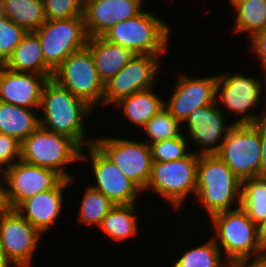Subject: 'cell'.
Here are the masks:
<instances>
[{
    "mask_svg": "<svg viewBox=\"0 0 266 267\" xmlns=\"http://www.w3.org/2000/svg\"><path fill=\"white\" fill-rule=\"evenodd\" d=\"M233 33H245L250 39L266 29V0H246L234 9Z\"/></svg>",
    "mask_w": 266,
    "mask_h": 267,
    "instance_id": "4316f807",
    "label": "cell"
},
{
    "mask_svg": "<svg viewBox=\"0 0 266 267\" xmlns=\"http://www.w3.org/2000/svg\"><path fill=\"white\" fill-rule=\"evenodd\" d=\"M41 237L43 234L16 209L0 217V246L15 267L33 265Z\"/></svg>",
    "mask_w": 266,
    "mask_h": 267,
    "instance_id": "5bb4252c",
    "label": "cell"
},
{
    "mask_svg": "<svg viewBox=\"0 0 266 267\" xmlns=\"http://www.w3.org/2000/svg\"><path fill=\"white\" fill-rule=\"evenodd\" d=\"M2 180V181H1ZM5 179H0V217L11 210Z\"/></svg>",
    "mask_w": 266,
    "mask_h": 267,
    "instance_id": "f35d334b",
    "label": "cell"
},
{
    "mask_svg": "<svg viewBox=\"0 0 266 267\" xmlns=\"http://www.w3.org/2000/svg\"><path fill=\"white\" fill-rule=\"evenodd\" d=\"M94 144L119 170L143 192L151 176L152 156L150 145L128 137L95 138Z\"/></svg>",
    "mask_w": 266,
    "mask_h": 267,
    "instance_id": "7c38bea8",
    "label": "cell"
},
{
    "mask_svg": "<svg viewBox=\"0 0 266 267\" xmlns=\"http://www.w3.org/2000/svg\"><path fill=\"white\" fill-rule=\"evenodd\" d=\"M264 106H263V110H264V120L266 121V93H265V98H264Z\"/></svg>",
    "mask_w": 266,
    "mask_h": 267,
    "instance_id": "ee69618b",
    "label": "cell"
},
{
    "mask_svg": "<svg viewBox=\"0 0 266 267\" xmlns=\"http://www.w3.org/2000/svg\"><path fill=\"white\" fill-rule=\"evenodd\" d=\"M143 0H84L83 17L88 37L102 36L115 24L138 15Z\"/></svg>",
    "mask_w": 266,
    "mask_h": 267,
    "instance_id": "ac0fdd59",
    "label": "cell"
},
{
    "mask_svg": "<svg viewBox=\"0 0 266 267\" xmlns=\"http://www.w3.org/2000/svg\"><path fill=\"white\" fill-rule=\"evenodd\" d=\"M225 117V113L217 103L193 111L181 124L183 126L182 132L186 130L183 133L198 146V149L191 151L199 155L215 154L220 149L230 129L235 125L233 123L228 124Z\"/></svg>",
    "mask_w": 266,
    "mask_h": 267,
    "instance_id": "9a60e30c",
    "label": "cell"
},
{
    "mask_svg": "<svg viewBox=\"0 0 266 267\" xmlns=\"http://www.w3.org/2000/svg\"><path fill=\"white\" fill-rule=\"evenodd\" d=\"M136 203L130 205H114L98 226L103 234L112 241H125L136 237L139 230Z\"/></svg>",
    "mask_w": 266,
    "mask_h": 267,
    "instance_id": "d4e9b609",
    "label": "cell"
},
{
    "mask_svg": "<svg viewBox=\"0 0 266 267\" xmlns=\"http://www.w3.org/2000/svg\"><path fill=\"white\" fill-rule=\"evenodd\" d=\"M82 199L79 206L78 222L85 226L98 227L102 219L115 205L100 191L95 190L90 186H86L83 191Z\"/></svg>",
    "mask_w": 266,
    "mask_h": 267,
    "instance_id": "f546056e",
    "label": "cell"
},
{
    "mask_svg": "<svg viewBox=\"0 0 266 267\" xmlns=\"http://www.w3.org/2000/svg\"><path fill=\"white\" fill-rule=\"evenodd\" d=\"M21 160V143L14 137L0 133V166L11 167Z\"/></svg>",
    "mask_w": 266,
    "mask_h": 267,
    "instance_id": "e575fe53",
    "label": "cell"
},
{
    "mask_svg": "<svg viewBox=\"0 0 266 267\" xmlns=\"http://www.w3.org/2000/svg\"><path fill=\"white\" fill-rule=\"evenodd\" d=\"M38 111L0 101V133L22 143L40 126Z\"/></svg>",
    "mask_w": 266,
    "mask_h": 267,
    "instance_id": "cb8c5ba5",
    "label": "cell"
},
{
    "mask_svg": "<svg viewBox=\"0 0 266 267\" xmlns=\"http://www.w3.org/2000/svg\"><path fill=\"white\" fill-rule=\"evenodd\" d=\"M4 17V0H0V18Z\"/></svg>",
    "mask_w": 266,
    "mask_h": 267,
    "instance_id": "7bdbcfd3",
    "label": "cell"
},
{
    "mask_svg": "<svg viewBox=\"0 0 266 267\" xmlns=\"http://www.w3.org/2000/svg\"><path fill=\"white\" fill-rule=\"evenodd\" d=\"M172 29L170 24L144 8L138 15L112 26L102 37L134 54L164 55Z\"/></svg>",
    "mask_w": 266,
    "mask_h": 267,
    "instance_id": "3957f363",
    "label": "cell"
},
{
    "mask_svg": "<svg viewBox=\"0 0 266 267\" xmlns=\"http://www.w3.org/2000/svg\"><path fill=\"white\" fill-rule=\"evenodd\" d=\"M240 208L256 225L266 219V178L253 177L241 181Z\"/></svg>",
    "mask_w": 266,
    "mask_h": 267,
    "instance_id": "83f0119b",
    "label": "cell"
},
{
    "mask_svg": "<svg viewBox=\"0 0 266 267\" xmlns=\"http://www.w3.org/2000/svg\"><path fill=\"white\" fill-rule=\"evenodd\" d=\"M46 20L83 17L84 0H43Z\"/></svg>",
    "mask_w": 266,
    "mask_h": 267,
    "instance_id": "836d02e7",
    "label": "cell"
},
{
    "mask_svg": "<svg viewBox=\"0 0 266 267\" xmlns=\"http://www.w3.org/2000/svg\"><path fill=\"white\" fill-rule=\"evenodd\" d=\"M26 34L27 31L23 27L7 17L0 18V60L3 63L12 55Z\"/></svg>",
    "mask_w": 266,
    "mask_h": 267,
    "instance_id": "d6a6232c",
    "label": "cell"
},
{
    "mask_svg": "<svg viewBox=\"0 0 266 267\" xmlns=\"http://www.w3.org/2000/svg\"><path fill=\"white\" fill-rule=\"evenodd\" d=\"M52 76L14 72L5 66L0 68V101L38 110L44 85Z\"/></svg>",
    "mask_w": 266,
    "mask_h": 267,
    "instance_id": "d6986e66",
    "label": "cell"
},
{
    "mask_svg": "<svg viewBox=\"0 0 266 267\" xmlns=\"http://www.w3.org/2000/svg\"><path fill=\"white\" fill-rule=\"evenodd\" d=\"M4 66V63L0 60V68Z\"/></svg>",
    "mask_w": 266,
    "mask_h": 267,
    "instance_id": "bcb514c9",
    "label": "cell"
},
{
    "mask_svg": "<svg viewBox=\"0 0 266 267\" xmlns=\"http://www.w3.org/2000/svg\"><path fill=\"white\" fill-rule=\"evenodd\" d=\"M165 108L182 124L197 108L216 103L217 75L190 77L180 73Z\"/></svg>",
    "mask_w": 266,
    "mask_h": 267,
    "instance_id": "2e32d148",
    "label": "cell"
},
{
    "mask_svg": "<svg viewBox=\"0 0 266 267\" xmlns=\"http://www.w3.org/2000/svg\"><path fill=\"white\" fill-rule=\"evenodd\" d=\"M93 110L50 78L42 91L39 121L43 128L69 137L83 149L94 144L95 138L87 136L84 126L85 119L95 112Z\"/></svg>",
    "mask_w": 266,
    "mask_h": 267,
    "instance_id": "6da1fadb",
    "label": "cell"
},
{
    "mask_svg": "<svg viewBox=\"0 0 266 267\" xmlns=\"http://www.w3.org/2000/svg\"><path fill=\"white\" fill-rule=\"evenodd\" d=\"M52 79L85 101L94 111L95 107L103 106L104 82L87 47L69 55L54 70Z\"/></svg>",
    "mask_w": 266,
    "mask_h": 267,
    "instance_id": "ba28073f",
    "label": "cell"
},
{
    "mask_svg": "<svg viewBox=\"0 0 266 267\" xmlns=\"http://www.w3.org/2000/svg\"><path fill=\"white\" fill-rule=\"evenodd\" d=\"M260 139H261V160L259 167V177L266 178V121H260Z\"/></svg>",
    "mask_w": 266,
    "mask_h": 267,
    "instance_id": "8d00e7d4",
    "label": "cell"
},
{
    "mask_svg": "<svg viewBox=\"0 0 266 267\" xmlns=\"http://www.w3.org/2000/svg\"><path fill=\"white\" fill-rule=\"evenodd\" d=\"M86 47L91 51L99 77L104 83L115 76L135 55L126 47L110 43L102 36L89 37Z\"/></svg>",
    "mask_w": 266,
    "mask_h": 267,
    "instance_id": "44dd1931",
    "label": "cell"
},
{
    "mask_svg": "<svg viewBox=\"0 0 266 267\" xmlns=\"http://www.w3.org/2000/svg\"><path fill=\"white\" fill-rule=\"evenodd\" d=\"M142 131L147 135L145 142L150 145L180 136L182 126L164 107L146 123Z\"/></svg>",
    "mask_w": 266,
    "mask_h": 267,
    "instance_id": "4dcf8cb0",
    "label": "cell"
},
{
    "mask_svg": "<svg viewBox=\"0 0 266 267\" xmlns=\"http://www.w3.org/2000/svg\"><path fill=\"white\" fill-rule=\"evenodd\" d=\"M246 0H228L229 5L232 6V9H234L237 5L245 2Z\"/></svg>",
    "mask_w": 266,
    "mask_h": 267,
    "instance_id": "b9f144b4",
    "label": "cell"
},
{
    "mask_svg": "<svg viewBox=\"0 0 266 267\" xmlns=\"http://www.w3.org/2000/svg\"><path fill=\"white\" fill-rule=\"evenodd\" d=\"M261 253H266V219L257 225Z\"/></svg>",
    "mask_w": 266,
    "mask_h": 267,
    "instance_id": "ab89813d",
    "label": "cell"
},
{
    "mask_svg": "<svg viewBox=\"0 0 266 267\" xmlns=\"http://www.w3.org/2000/svg\"><path fill=\"white\" fill-rule=\"evenodd\" d=\"M4 178L12 209H16L24 200L35 194L56 188L64 180L56 171L22 160L5 169Z\"/></svg>",
    "mask_w": 266,
    "mask_h": 267,
    "instance_id": "e0dca14e",
    "label": "cell"
},
{
    "mask_svg": "<svg viewBox=\"0 0 266 267\" xmlns=\"http://www.w3.org/2000/svg\"><path fill=\"white\" fill-rule=\"evenodd\" d=\"M207 216L240 207L241 180L215 154H202L197 162V186L194 197Z\"/></svg>",
    "mask_w": 266,
    "mask_h": 267,
    "instance_id": "7a4b0ae2",
    "label": "cell"
},
{
    "mask_svg": "<svg viewBox=\"0 0 266 267\" xmlns=\"http://www.w3.org/2000/svg\"><path fill=\"white\" fill-rule=\"evenodd\" d=\"M209 220L214 229L211 237L231 265L239 259L262 254L257 225L240 207L215 213Z\"/></svg>",
    "mask_w": 266,
    "mask_h": 267,
    "instance_id": "277c9868",
    "label": "cell"
},
{
    "mask_svg": "<svg viewBox=\"0 0 266 267\" xmlns=\"http://www.w3.org/2000/svg\"><path fill=\"white\" fill-rule=\"evenodd\" d=\"M0 267H15L13 263L8 259L5 251L0 246Z\"/></svg>",
    "mask_w": 266,
    "mask_h": 267,
    "instance_id": "60d3db41",
    "label": "cell"
},
{
    "mask_svg": "<svg viewBox=\"0 0 266 267\" xmlns=\"http://www.w3.org/2000/svg\"><path fill=\"white\" fill-rule=\"evenodd\" d=\"M82 148L67 136L41 125L21 143V160L58 172L64 179H74L68 165L80 162Z\"/></svg>",
    "mask_w": 266,
    "mask_h": 267,
    "instance_id": "5b68a950",
    "label": "cell"
},
{
    "mask_svg": "<svg viewBox=\"0 0 266 267\" xmlns=\"http://www.w3.org/2000/svg\"><path fill=\"white\" fill-rule=\"evenodd\" d=\"M153 88L155 87L133 93L114 104L116 108H122L121 113L127 121L132 122L133 126L141 127L140 129L165 107V98L160 97Z\"/></svg>",
    "mask_w": 266,
    "mask_h": 267,
    "instance_id": "603a6c76",
    "label": "cell"
},
{
    "mask_svg": "<svg viewBox=\"0 0 266 267\" xmlns=\"http://www.w3.org/2000/svg\"><path fill=\"white\" fill-rule=\"evenodd\" d=\"M172 267H232L212 237L200 246L185 250Z\"/></svg>",
    "mask_w": 266,
    "mask_h": 267,
    "instance_id": "f1b7e54d",
    "label": "cell"
},
{
    "mask_svg": "<svg viewBox=\"0 0 266 267\" xmlns=\"http://www.w3.org/2000/svg\"><path fill=\"white\" fill-rule=\"evenodd\" d=\"M161 56L135 54L130 61L104 83L103 107L112 106L133 93L150 89L162 67Z\"/></svg>",
    "mask_w": 266,
    "mask_h": 267,
    "instance_id": "4fadbf2b",
    "label": "cell"
},
{
    "mask_svg": "<svg viewBox=\"0 0 266 267\" xmlns=\"http://www.w3.org/2000/svg\"><path fill=\"white\" fill-rule=\"evenodd\" d=\"M4 16L27 32L36 31L46 22L43 0H4Z\"/></svg>",
    "mask_w": 266,
    "mask_h": 267,
    "instance_id": "484cf974",
    "label": "cell"
},
{
    "mask_svg": "<svg viewBox=\"0 0 266 267\" xmlns=\"http://www.w3.org/2000/svg\"><path fill=\"white\" fill-rule=\"evenodd\" d=\"M187 139L182 133L178 137L150 144L153 162H170L187 157L192 152L188 147L191 142Z\"/></svg>",
    "mask_w": 266,
    "mask_h": 267,
    "instance_id": "1f68e13d",
    "label": "cell"
},
{
    "mask_svg": "<svg viewBox=\"0 0 266 267\" xmlns=\"http://www.w3.org/2000/svg\"><path fill=\"white\" fill-rule=\"evenodd\" d=\"M34 33L38 36L45 64L54 70L72 53L87 46L84 17L46 20Z\"/></svg>",
    "mask_w": 266,
    "mask_h": 267,
    "instance_id": "30bf717a",
    "label": "cell"
},
{
    "mask_svg": "<svg viewBox=\"0 0 266 267\" xmlns=\"http://www.w3.org/2000/svg\"><path fill=\"white\" fill-rule=\"evenodd\" d=\"M72 183H74L73 179H64L56 188L27 198L16 210L42 234L47 233L57 224L64 208L63 193Z\"/></svg>",
    "mask_w": 266,
    "mask_h": 267,
    "instance_id": "ffe728a7",
    "label": "cell"
},
{
    "mask_svg": "<svg viewBox=\"0 0 266 267\" xmlns=\"http://www.w3.org/2000/svg\"><path fill=\"white\" fill-rule=\"evenodd\" d=\"M232 267H266V253L239 259Z\"/></svg>",
    "mask_w": 266,
    "mask_h": 267,
    "instance_id": "74e56055",
    "label": "cell"
},
{
    "mask_svg": "<svg viewBox=\"0 0 266 267\" xmlns=\"http://www.w3.org/2000/svg\"><path fill=\"white\" fill-rule=\"evenodd\" d=\"M4 66L14 72L53 76V71L45 64L39 38L34 32H27Z\"/></svg>",
    "mask_w": 266,
    "mask_h": 267,
    "instance_id": "7402d4cb",
    "label": "cell"
},
{
    "mask_svg": "<svg viewBox=\"0 0 266 267\" xmlns=\"http://www.w3.org/2000/svg\"><path fill=\"white\" fill-rule=\"evenodd\" d=\"M241 180L259 177L261 160L260 121L235 124L215 153Z\"/></svg>",
    "mask_w": 266,
    "mask_h": 267,
    "instance_id": "9c48e42d",
    "label": "cell"
},
{
    "mask_svg": "<svg viewBox=\"0 0 266 267\" xmlns=\"http://www.w3.org/2000/svg\"><path fill=\"white\" fill-rule=\"evenodd\" d=\"M80 161H89L92 165L91 173L93 172L95 182L93 185L89 183V186L100 191L115 205L134 204L138 202L141 193H144L95 144L81 150Z\"/></svg>",
    "mask_w": 266,
    "mask_h": 267,
    "instance_id": "8fae6325",
    "label": "cell"
},
{
    "mask_svg": "<svg viewBox=\"0 0 266 267\" xmlns=\"http://www.w3.org/2000/svg\"><path fill=\"white\" fill-rule=\"evenodd\" d=\"M4 173H5V169L0 166V179H5Z\"/></svg>",
    "mask_w": 266,
    "mask_h": 267,
    "instance_id": "f6af8a7d",
    "label": "cell"
},
{
    "mask_svg": "<svg viewBox=\"0 0 266 267\" xmlns=\"http://www.w3.org/2000/svg\"><path fill=\"white\" fill-rule=\"evenodd\" d=\"M198 156L192 151L180 160L153 162L145 191L150 190L163 198L171 210H181L189 196L196 195Z\"/></svg>",
    "mask_w": 266,
    "mask_h": 267,
    "instance_id": "52a82bcc",
    "label": "cell"
},
{
    "mask_svg": "<svg viewBox=\"0 0 266 267\" xmlns=\"http://www.w3.org/2000/svg\"><path fill=\"white\" fill-rule=\"evenodd\" d=\"M217 74V94L216 103L225 113L229 110L235 117L233 124H256L264 120V110L258 114L251 112L257 108L262 100V93H266V75L263 79L254 76H245L243 74ZM259 103V105H258ZM222 106V107H221ZM225 108V109H223Z\"/></svg>",
    "mask_w": 266,
    "mask_h": 267,
    "instance_id": "8992f818",
    "label": "cell"
},
{
    "mask_svg": "<svg viewBox=\"0 0 266 267\" xmlns=\"http://www.w3.org/2000/svg\"><path fill=\"white\" fill-rule=\"evenodd\" d=\"M252 52L256 54L255 58L259 59L260 67L262 68V72L266 75V29L263 31L255 33L249 39Z\"/></svg>",
    "mask_w": 266,
    "mask_h": 267,
    "instance_id": "d590c367",
    "label": "cell"
}]
</instances>
